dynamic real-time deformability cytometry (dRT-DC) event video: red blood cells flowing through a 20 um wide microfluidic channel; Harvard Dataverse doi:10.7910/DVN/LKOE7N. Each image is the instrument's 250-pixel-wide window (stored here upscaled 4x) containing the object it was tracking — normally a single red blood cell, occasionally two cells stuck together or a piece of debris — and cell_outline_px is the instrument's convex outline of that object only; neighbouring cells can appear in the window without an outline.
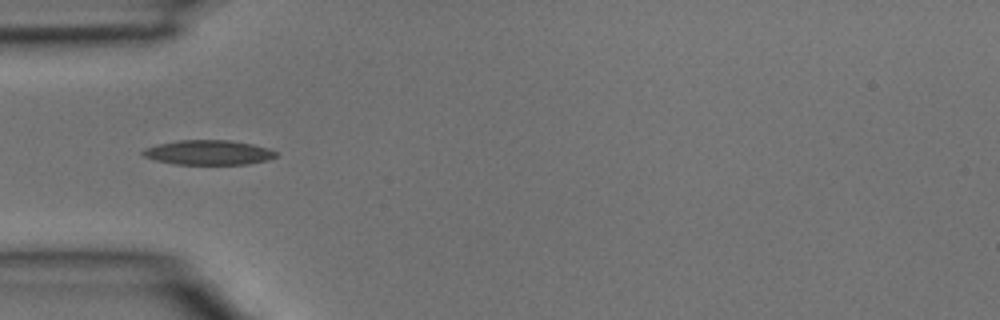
{"species": "common noctule bat (a hibernating species)", "species_latin": "Nyctalus noctula", "temperature_condition": "room temperature", "stored_images_in_passage": 4, "camera_frame_rate_fps": 3000, "um_per_image_px": 0.085, "animal": {"sex": "male", "body_mass_g": 15.6}, "frame": {"image": 1, "passage_image": 3, "time_ms": 0.667, "image_size_px": [1000, 320], "cell_outline_px": [[280, 156], [268, 160], [248, 164], [176, 164], [156, 160], [144, 156], [140, 152], [144, 148], [156, 144], [180, 140], [228, 140], [252, 144], [268, 148], [276, 152]], "centroid_in_image_um": [17.73, 12.96], "position_along_channel_um": 67.3, "area_um2": 19.19}}